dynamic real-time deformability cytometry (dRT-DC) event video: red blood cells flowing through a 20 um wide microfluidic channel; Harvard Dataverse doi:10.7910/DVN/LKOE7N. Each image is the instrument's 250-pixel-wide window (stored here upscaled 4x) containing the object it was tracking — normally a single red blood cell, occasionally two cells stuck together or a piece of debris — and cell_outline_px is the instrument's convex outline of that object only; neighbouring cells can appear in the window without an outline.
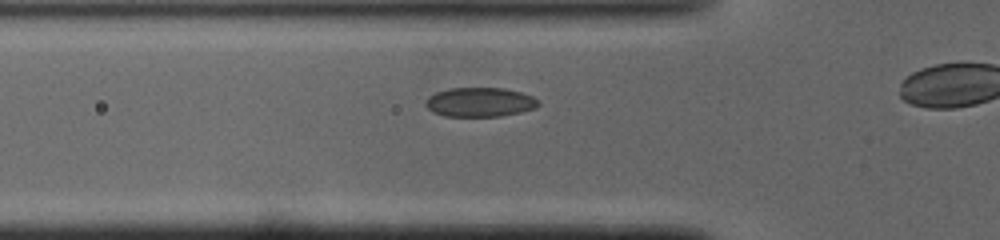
{"species": "common noctule bat (a hibernating species)", "species_latin": "Nyctalus noctula", "temperature_condition": "cold", "stored_images_in_passage": 29, "camera_frame_rate_fps": 3000, "um_per_image_px": 0.085, "animal": {"sex": "male", "body_mass_g": 19.0, "forearm_length_mm": 50.8}, "frame": {"image": 1, "passage_image": 12, "time_ms": 3.667, "image_size_px": [1000, 240], "cell_outline_px": [[540, 104], [536, 108], [520, 112], [500, 116], [444, 116], [428, 108], [424, 104], [428, 96], [436, 92], [448, 88], [504, 88], [520, 92], [532, 96]], "centroid_in_image_um": [40.78, 8.67], "position_along_channel_um": 85.0, "area_um2": 19.13}}
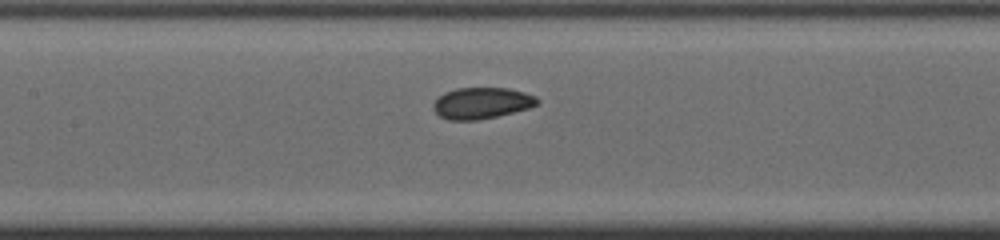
{"frame": {"image": 2, "passage_image": 18, "time_ms": 5.667, "image_size_px": [1000, 240], "cell_outline_px": [[540, 100], [536, 104], [528, 108], [496, 116], [476, 120], [448, 120], [440, 116], [432, 108], [432, 104], [444, 92], [456, 88], [508, 88], [524, 92], [536, 96]], "centroid_in_image_um": [40.92, 8.75], "position_along_channel_um": 166.5, "area_um2": 18.84}}
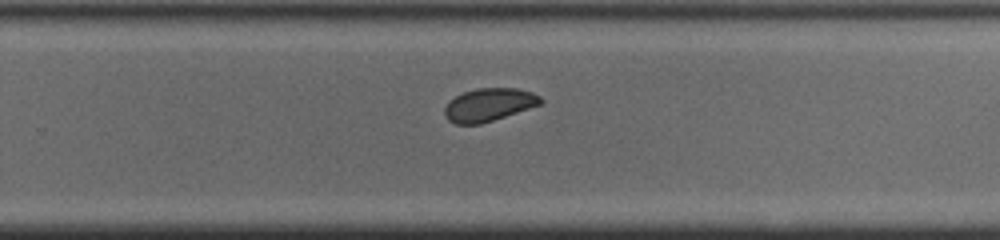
{"frame": {"image": 3, "passage_image": 27, "time_ms": 8.667, "image_size_px": [1000, 240], "cell_outline_px": [[544, 100], [540, 104], [480, 124], [456, 124], [448, 120], [444, 112], [444, 108], [448, 100], [464, 92], [476, 88], [516, 88], [532, 92], [540, 96]], "centroid_in_image_um": [41.52, 8.89], "position_along_channel_um": 288.3, "area_um2": 18.26}}